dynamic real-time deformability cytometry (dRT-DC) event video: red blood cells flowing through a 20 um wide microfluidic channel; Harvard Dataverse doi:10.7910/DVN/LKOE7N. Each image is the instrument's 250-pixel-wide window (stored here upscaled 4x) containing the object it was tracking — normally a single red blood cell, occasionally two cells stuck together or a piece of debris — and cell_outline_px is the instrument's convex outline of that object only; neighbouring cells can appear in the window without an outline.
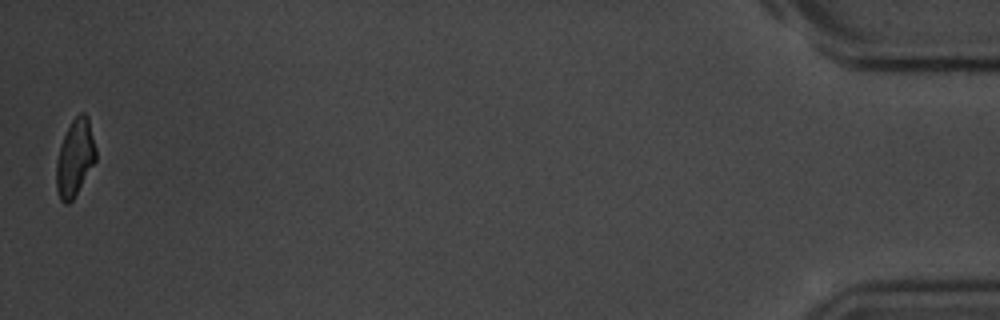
{"species": "common noctule bat (a hibernating species)", "species_latin": "Nyctalus noctula", "temperature_condition": "room temperature", "stored_images_in_passage": 14, "camera_frame_rate_fps": 3000, "um_per_image_px": 0.085, "animal": {"sex": "male", "body_mass_g": 20.1, "forearm_length_mm": 53.5}, "frame": {"image": 1, "passage_image": 14, "time_ms": 15.667, "image_size_px": [1000, 320], "cell_outline_px": [[96, 160], [72, 200], [68, 204], [64, 204], [60, 200], [56, 188], [56, 164], [60, 148], [64, 136], [72, 120], [80, 112], [84, 112], [88, 116], [96, 148]], "centroid_in_image_um": [6.38, 13.41], "position_along_channel_um": 428.8, "area_um2": 17.51}, "authors_computed_cell_mechanics": {"area_um2": 18.2648, "velocity_mm_per_s": 3.6577, "shape_relaxation_time_tau1_ms": 3.5037, "shape_relaxation_time_tau2_ms": 3.8237, "deformation_change_tau1": 0.1401, "deformation_change_tau2": 0.0788}}